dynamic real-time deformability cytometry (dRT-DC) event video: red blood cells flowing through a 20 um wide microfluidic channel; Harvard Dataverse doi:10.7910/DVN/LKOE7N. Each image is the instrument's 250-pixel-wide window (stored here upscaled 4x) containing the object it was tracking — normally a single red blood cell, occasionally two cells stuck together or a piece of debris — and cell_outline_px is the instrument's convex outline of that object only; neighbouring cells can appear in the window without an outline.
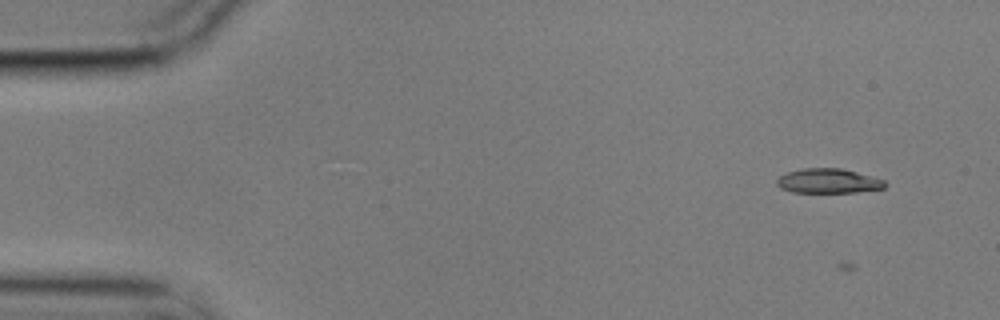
{"species": "common noctule bat (a hibernating species)", "species_latin": "Nyctalus noctula", "temperature_condition": "cold", "stored_images_in_passage": 16, "camera_frame_rate_fps": 3000, "um_per_image_px": 0.085, "animal": {"sex": "male", "body_mass_g": 17.9}, "frame": {"image": 1, "passage_image": 7, "time_ms": 2.0, "image_size_px": [1000, 320], "cell_outline_px": [[888, 184], [884, 188], [856, 192], [792, 192], [780, 188], [776, 184], [776, 180], [780, 176], [788, 172], [800, 168], [840, 168], [856, 172], [884, 180]], "centroid_in_image_um": [70.38, 15.38], "position_along_channel_um": 14.6, "area_um2": 15.43}}